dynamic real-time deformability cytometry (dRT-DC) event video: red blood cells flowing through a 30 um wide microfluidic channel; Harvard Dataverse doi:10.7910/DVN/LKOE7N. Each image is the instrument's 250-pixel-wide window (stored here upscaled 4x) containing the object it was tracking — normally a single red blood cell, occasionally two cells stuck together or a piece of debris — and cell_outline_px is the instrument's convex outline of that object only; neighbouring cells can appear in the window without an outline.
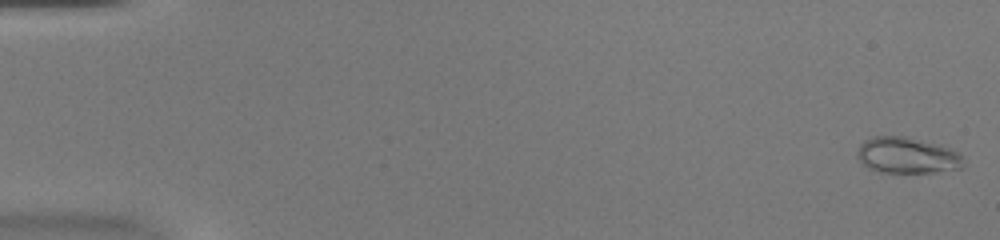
{"species": "common noctule bat (a hibernating species)", "species_latin": "Nyctalus noctula", "temperature_condition": "warm", "stored_images_in_passage": 52, "camera_frame_rate_fps": 3000, "um_per_image_px": 0.085, "animal": {"sex": "female", "body_mass_g": 20.0, "forearm_length_mm": 54.0}, "frame": {"image": 1, "passage_image": 1, "time_ms": 0.0, "image_size_px": [1000, 240], "cell_outline_px": [[964, 164], [960, 168], [932, 172], [880, 172], [868, 168], [856, 156], [856, 152], [860, 144], [864, 140], [872, 136], [904, 136], [948, 148], [960, 152]], "centroid_in_image_um": [77.06, 13.21], "position_along_channel_um": 7.9, "area_um2": 22.08}}
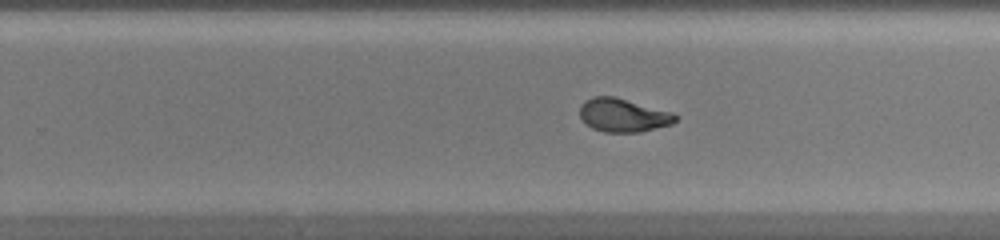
{"frame": {"image": 2, "passage_image": 34, "time_ms": 11.0, "image_size_px": [1000, 240], "cell_outline_px": [[680, 116], [672, 124], [640, 132], [604, 132], [592, 128], [580, 116], [580, 104], [584, 100], [592, 96], [612, 96], [672, 112]], "centroid_in_image_um": [52.97, 9.79], "position_along_channel_um": 276.8, "area_um2": 18.55}}
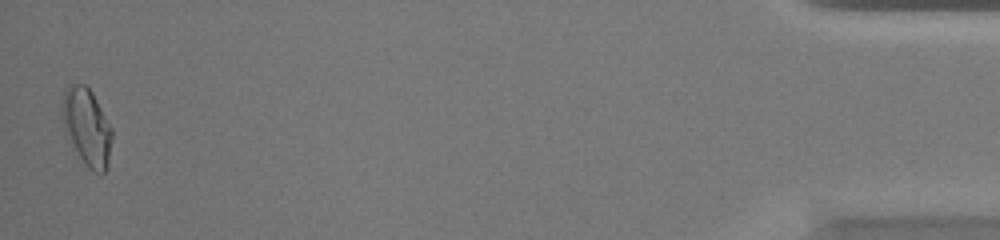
{"frame": {"image": 3, "passage_image": 52, "time_ms": 17.0, "image_size_px": [1000, 240], "cell_outline_px": [[112, 140], [108, 160], [104, 172], [100, 176], [92, 172], [84, 164], [72, 148], [68, 140], [60, 116], [60, 104], [64, 92], [68, 84], [84, 84], [92, 92], [112, 128]], "centroid_in_image_um": [7.34, 10.81], "position_along_channel_um": 427.9, "area_um2": 22.95}, "authors_computed_cell_mechanics": {"area_um2": 19.6809, "velocity_mm_per_s": 3.9791, "shape_relaxation_time_tau1_ms": 7.9773, "shape_relaxation_time_tau2_ms": 0.8615, "deformation_change_tau1": 0.2599, "deformation_change_tau2": 0.0594}}